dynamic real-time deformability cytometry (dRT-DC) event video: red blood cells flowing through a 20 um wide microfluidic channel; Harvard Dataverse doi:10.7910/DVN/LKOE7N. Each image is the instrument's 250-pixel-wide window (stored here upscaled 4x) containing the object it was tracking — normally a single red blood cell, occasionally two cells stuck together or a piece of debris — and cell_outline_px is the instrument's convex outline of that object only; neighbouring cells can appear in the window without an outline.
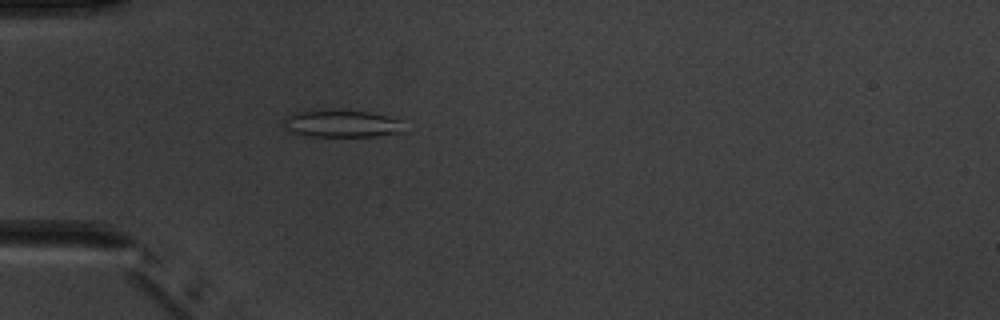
{"species": "common noctule bat (a hibernating species)", "species_latin": "Nyctalus noctula", "temperature_condition": "warm", "stored_images_in_passage": 4, "camera_frame_rate_fps": 3000, "um_per_image_px": 0.085, "animal": {"sex": "male", "body_mass_g": 20.1, "forearm_length_mm": 53.5}, "frame": {"image": 1, "passage_image": 4, "time_ms": 4.333, "image_size_px": [1000, 320], "cell_outline_px": [[404, 132], [376, 136], [304, 136], [292, 132], [288, 128], [284, 120], [292, 112], [368, 112], [384, 116], [396, 120]], "centroid_in_image_um": [29.02, 10.56], "position_along_channel_um": 56.0, "area_um2": 17.92}}